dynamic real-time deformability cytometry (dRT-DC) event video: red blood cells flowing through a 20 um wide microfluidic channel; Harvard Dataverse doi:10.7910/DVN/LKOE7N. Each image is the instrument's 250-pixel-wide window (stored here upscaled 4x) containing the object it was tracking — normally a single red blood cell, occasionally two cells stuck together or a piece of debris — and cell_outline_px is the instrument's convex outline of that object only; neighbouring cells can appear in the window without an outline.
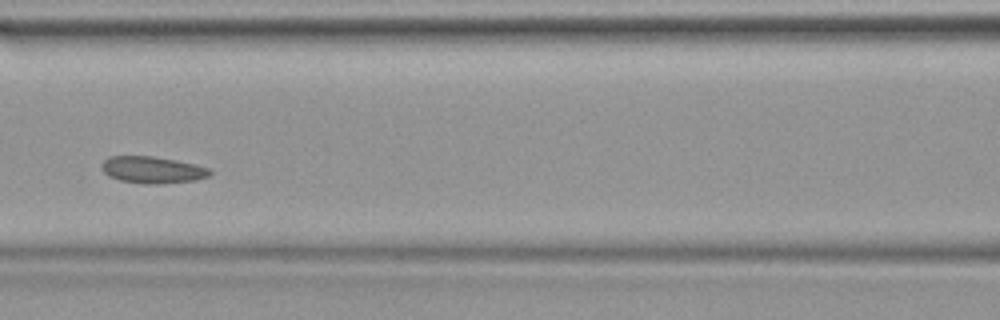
{"species": "common noctule bat (a hibernating species)", "species_latin": "Nyctalus noctula", "temperature_condition": "warm", "stored_images_in_passage": 25, "camera_frame_rate_fps": 3000, "um_per_image_px": 0.085, "animal": {"sex": "female", "body_mass_g": 19.9}, "frame": {"image": 1, "passage_image": 8, "time_ms": 2.333, "image_size_px": [1000, 320], "cell_outline_px": [[212, 172], [208, 176], [196, 180], [156, 184], [144, 184], [120, 180], [108, 176], [104, 172], [104, 160], [108, 156], [152, 156], [176, 160], [208, 168]], "centroid_in_image_um": [12.95, 14.44], "position_along_channel_um": 153.6, "area_um2": 16.65}}